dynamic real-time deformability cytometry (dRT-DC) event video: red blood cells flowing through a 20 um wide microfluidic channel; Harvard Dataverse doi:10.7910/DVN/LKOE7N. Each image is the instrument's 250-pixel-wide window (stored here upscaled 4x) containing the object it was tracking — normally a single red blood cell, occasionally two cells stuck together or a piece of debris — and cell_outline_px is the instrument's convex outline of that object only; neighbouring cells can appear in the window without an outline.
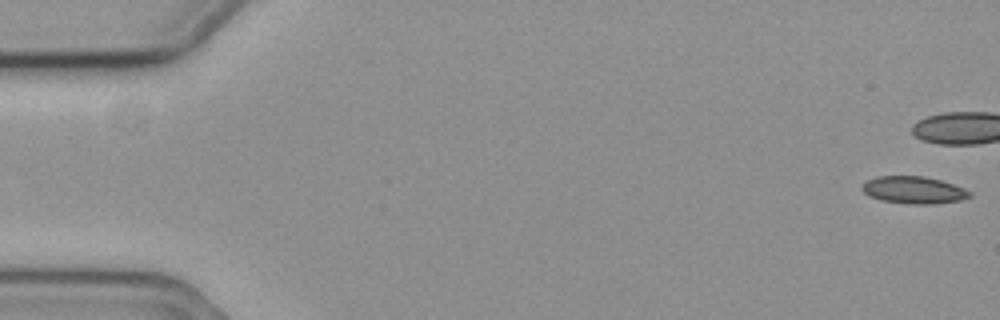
{"species": "common noctule bat (a hibernating species)", "species_latin": "Nyctalus noctula", "temperature_condition": "cold", "stored_images_in_passage": 7, "camera_frame_rate_fps": 3000, "um_per_image_px": 0.085, "animal": {"sex": "female", "body_mass_g": 19.3, "forearm_length_mm": 54.1}, "frame": {"image": 1, "passage_image": 1, "time_ms": 0.0, "image_size_px": [1000, 320], "cell_outline_px": [[972, 196], [960, 200], [932, 204], [912, 204], [880, 200], [868, 196], [860, 188], [868, 180], [876, 176], [924, 176], [940, 180], [964, 188], [972, 192]], "centroid_in_image_um": [77.66, 16.15], "position_along_channel_um": 7.3, "area_um2": 17.05}}
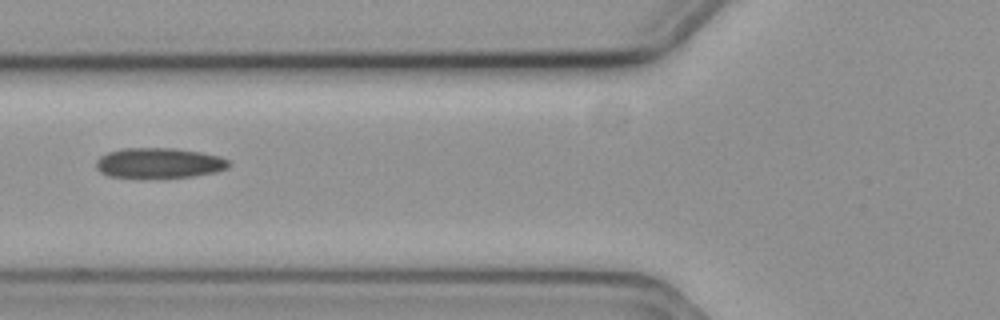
{"frame": {"image": 2, "passage_image": 7, "time_ms": 2.0, "image_size_px": [1000, 320], "cell_outline_px": [[232, 164], [228, 168], [216, 172], [192, 176], [140, 180], [108, 176], [100, 172], [96, 168], [96, 160], [100, 156], [108, 152], [120, 148], [176, 148], [200, 152], [220, 156], [228, 160]], "centroid_in_image_um": [13.48, 13.89], "position_along_channel_um": 112.3, "area_um2": 24.28}}